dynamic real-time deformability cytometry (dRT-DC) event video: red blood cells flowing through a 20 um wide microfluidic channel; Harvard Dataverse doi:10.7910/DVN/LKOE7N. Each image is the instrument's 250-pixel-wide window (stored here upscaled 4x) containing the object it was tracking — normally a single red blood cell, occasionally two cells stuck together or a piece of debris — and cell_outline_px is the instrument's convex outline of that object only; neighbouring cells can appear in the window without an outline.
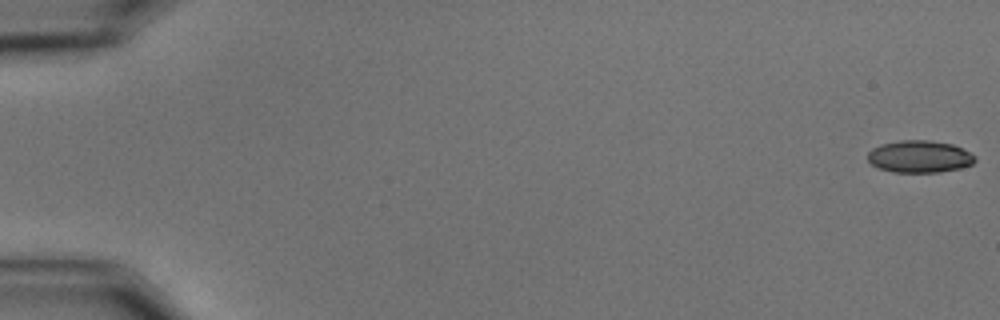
{"species": "common noctule bat (a hibernating species)", "species_latin": "Nyctalus noctula", "temperature_condition": "cold", "stored_images_in_passage": 59, "camera_frame_rate_fps": 3000, "um_per_image_px": 0.085, "animal": {"sex": "male", "body_mass_g": 15.6}, "frame": {"image": 1, "passage_image": 1, "time_ms": 0.0, "image_size_px": [1000, 320], "cell_outline_px": [[976, 160], [972, 164], [960, 168], [940, 172], [892, 172], [880, 168], [872, 164], [868, 160], [868, 152], [872, 148], [880, 144], [900, 140], [928, 140], [952, 144], [976, 156]], "centroid_in_image_um": [78.15, 13.31], "position_along_channel_um": 6.9, "area_um2": 20.06}}
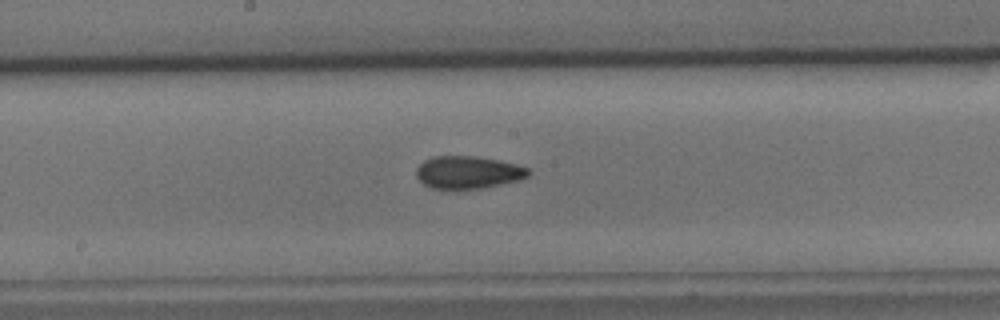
{"frame": {"image": 2, "passage_image": 32, "time_ms": 10.333, "image_size_px": [1000, 320], "cell_outline_px": [[532, 172], [528, 176], [520, 180], [480, 188], [432, 188], [424, 184], [416, 176], [416, 168], [424, 160], [432, 156], [476, 156], [516, 164], [528, 168]], "centroid_in_image_um": [39.78, 14.63], "position_along_channel_um": 208.4, "area_um2": 21.1}}
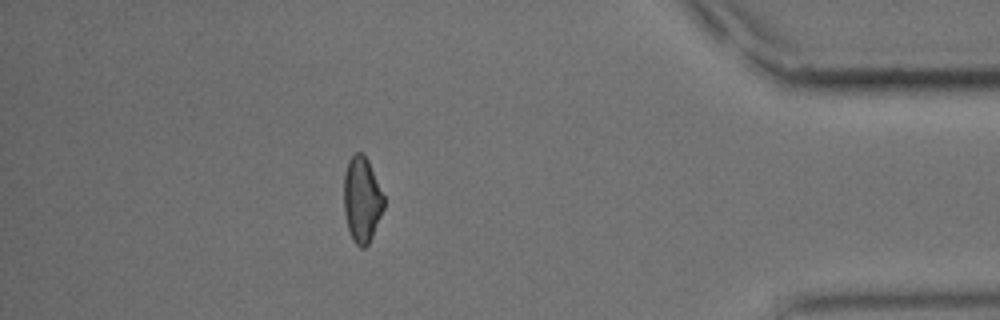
{"frame": {"image": 3, "passage_image": 52, "time_ms": 17.0, "image_size_px": [1000, 320], "cell_outline_px": [[384, 208], [372, 236], [368, 244], [364, 248], [360, 248], [352, 240], [348, 228], [344, 212], [344, 176], [348, 160], [356, 152], [360, 152], [368, 160], [384, 196]], "centroid_in_image_um": [30.75, 16.98], "position_along_channel_um": 404.4, "area_um2": 19.83}, "authors_computed_cell_mechanics": {"area_um2": 20.8658, "velocity_mm_per_s": 3.5061, "shape_relaxation_time_tau1_ms": 9.2316, "shape_relaxation_time_tau2_ms": 3.164, "deformation_change_tau1": 0.1568, "deformation_change_tau2": 0.102}}